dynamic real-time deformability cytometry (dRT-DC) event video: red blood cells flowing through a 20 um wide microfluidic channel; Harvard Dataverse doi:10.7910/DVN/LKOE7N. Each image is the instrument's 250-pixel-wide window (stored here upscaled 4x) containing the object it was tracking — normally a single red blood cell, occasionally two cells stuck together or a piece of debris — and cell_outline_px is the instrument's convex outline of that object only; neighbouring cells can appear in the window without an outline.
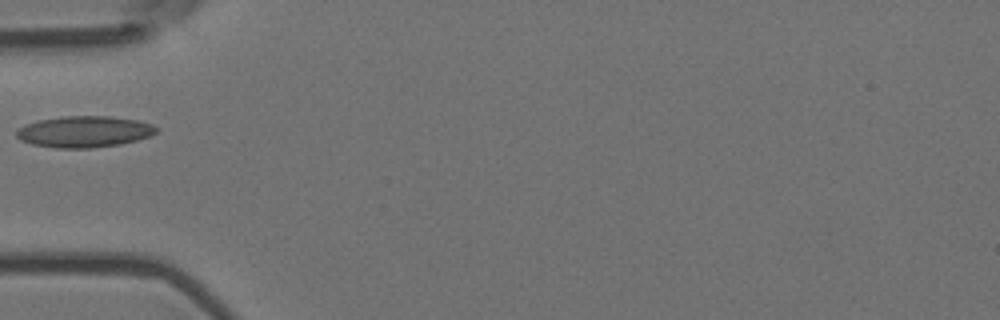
{"species": "Egyptian fruit bat (a non-hibernating species)", "species_latin": "Rousettus aegyptiacus", "temperature_condition": "room temperature", "stored_images_in_passage": 2, "camera_frame_rate_fps": 3000, "um_per_image_px": 0.085, "animal": {"sex": "female"}, "frame": {"image": 1, "passage_image": 1, "time_ms": 0.0, "image_size_px": [1000, 320], "cell_outline_px": [[160, 128], [156, 132], [148, 136], [136, 140], [120, 144], [92, 148], [56, 148], [32, 144], [20, 140], [16, 136], [16, 128], [24, 124], [40, 120], [64, 116], [108, 116], [136, 120], [152, 124]], "centroid_in_image_um": [7.13, 11.19], "position_along_channel_um": 77.9, "area_um2": 25.55}}
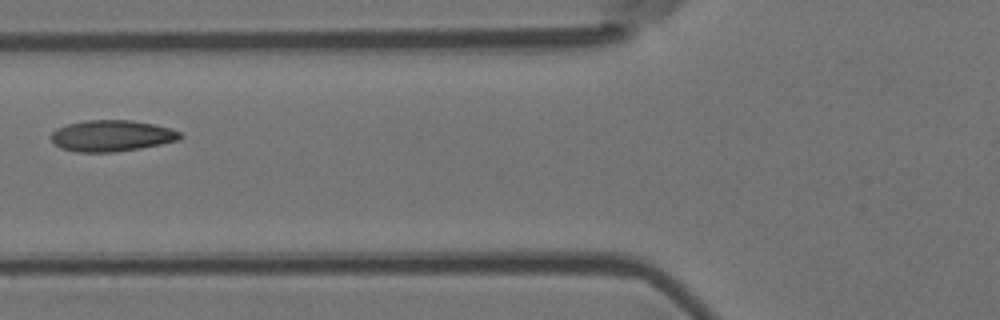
{"frame": {"image": 2, "passage_image": 2, "time_ms": 0.333, "image_size_px": [1000, 320], "cell_outline_px": [[184, 136], [176, 140], [160, 144], [140, 148], [116, 152], [76, 152], [60, 148], [52, 140], [52, 132], [56, 128], [68, 124], [84, 120], [132, 120], [152, 124], [168, 128], [180, 132]], "centroid_in_image_um": [9.46, 11.54], "position_along_channel_um": 116.3, "area_um2": 23.35}}